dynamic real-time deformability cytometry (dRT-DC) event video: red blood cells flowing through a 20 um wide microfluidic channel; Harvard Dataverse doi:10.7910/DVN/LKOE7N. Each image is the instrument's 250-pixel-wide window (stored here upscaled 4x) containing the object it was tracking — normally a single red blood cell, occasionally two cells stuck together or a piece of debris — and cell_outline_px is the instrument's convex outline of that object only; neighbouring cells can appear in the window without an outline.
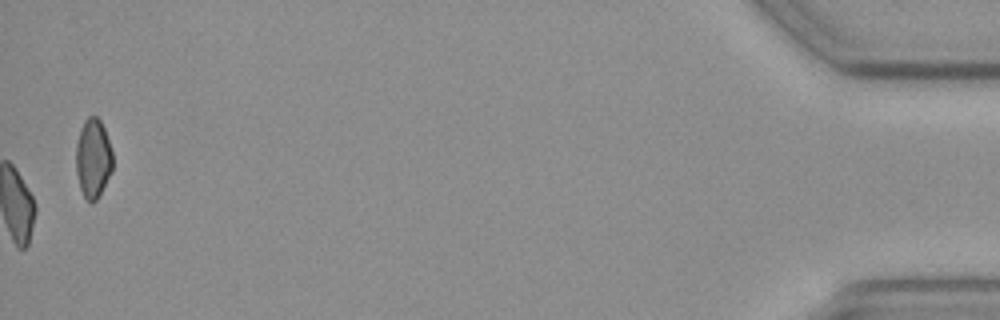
{"species": "common noctule bat (a hibernating species)", "species_latin": "Nyctalus noctula", "temperature_condition": "cold", "stored_images_in_passage": 56, "camera_frame_rate_fps": 3000, "um_per_image_px": 0.085, "animal": {"sex": "female", "body_mass_g": 19.3, "forearm_length_mm": 54.1}, "frame": {"image": 1, "passage_image": 56, "time_ms": 18.333, "image_size_px": [1000, 320], "cell_outline_px": [[112, 172], [96, 200], [92, 204], [84, 196], [80, 188], [76, 172], [76, 144], [80, 128], [84, 120], [88, 116], [96, 116], [100, 120], [104, 128], [112, 152]], "centroid_in_image_um": [7.9, 13.45], "position_along_channel_um": 427.3, "area_um2": 16.94}, "authors_computed_cell_mechanics": {"area_um2": 17.0799, "velocity_mm_per_s": 3.7547, "shape_relaxation_time_tau1_ms": null, "shape_relaxation_time_tau2_ms": 6.1013, "deformation_change_tau1": null, "deformation_change_tau2": 0.1013}}